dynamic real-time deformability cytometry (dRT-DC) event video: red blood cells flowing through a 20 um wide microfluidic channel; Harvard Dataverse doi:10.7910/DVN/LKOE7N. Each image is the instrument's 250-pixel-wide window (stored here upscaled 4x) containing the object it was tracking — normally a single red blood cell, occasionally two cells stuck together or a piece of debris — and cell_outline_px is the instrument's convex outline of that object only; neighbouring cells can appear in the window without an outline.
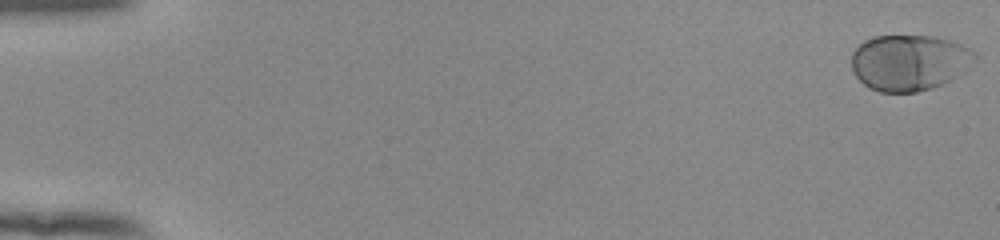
{"species": "human", "species_latin": "Homo sapiens", "temperature_condition": "room temperature", "stored_images_in_passage": 54, "camera_frame_rate_fps": 3000, "um_per_image_px": 0.085, "donor": {"sex": "female"}, "frame": {"image": 1, "passage_image": 1, "time_ms": 0.0, "image_size_px": [1000, 240], "cell_outline_px": [[976, 60], [956, 76], [932, 88], [916, 92], [880, 92], [868, 88], [856, 76], [852, 68], [852, 52], [864, 40], [876, 36], [936, 36], [960, 44], [976, 52]], "centroid_in_image_um": [77.26, 5.31], "position_along_channel_um": 7.7, "area_um2": 40.0}}
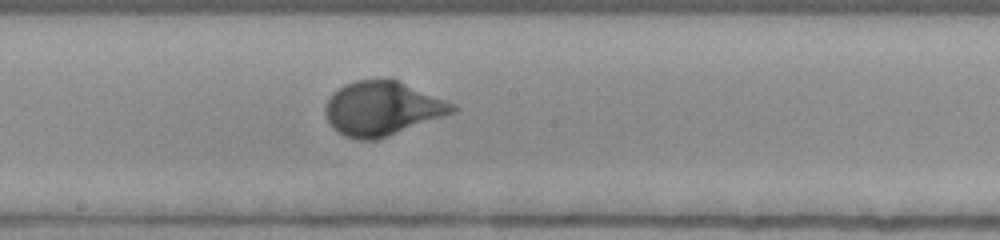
{"frame": {"image": 2, "passage_image": 31, "time_ms": 10.0, "image_size_px": [1000, 240], "cell_outline_px": [[460, 108], [456, 112], [388, 136], [376, 140], [356, 140], [344, 136], [332, 128], [324, 112], [324, 108], [332, 92], [344, 84], [356, 80], [388, 76], [456, 104]], "centroid_in_image_um": [32.49, 9.2], "position_along_channel_um": 215.7, "area_um2": 40.81}}
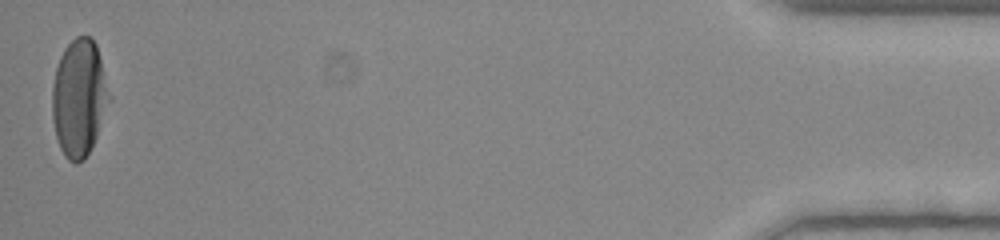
{"frame": {"image": 3, "passage_image": 54, "time_ms": 17.667, "image_size_px": [1000, 240], "cell_outline_px": [[112, 100], [96, 136], [84, 160], [76, 164], [68, 160], [64, 156], [60, 148], [56, 136], [52, 116], [52, 88], [56, 68], [60, 56], [64, 48], [76, 36], [92, 36], [96, 44], [112, 96]], "centroid_in_image_um": [6.74, 8.31], "position_along_channel_um": 428.5, "area_um2": 39.3}, "authors_computed_cell_mechanics": {"area_um2": 39.0728, "velocity_mm_per_s": 3.8627, "shape_relaxation_time_tau1_ms": 2.4191, "shape_relaxation_time_tau2_ms": null, "deformation_change_tau1": 0.1645, "deformation_change_tau2": null}}